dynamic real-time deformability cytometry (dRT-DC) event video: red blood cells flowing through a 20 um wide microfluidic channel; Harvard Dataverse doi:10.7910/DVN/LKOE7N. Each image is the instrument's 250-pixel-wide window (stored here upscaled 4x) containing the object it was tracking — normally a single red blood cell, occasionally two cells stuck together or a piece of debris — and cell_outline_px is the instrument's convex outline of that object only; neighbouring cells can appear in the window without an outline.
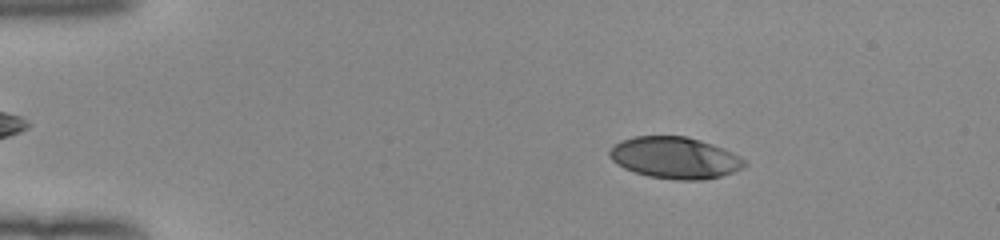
{"species": "human", "species_latin": "Homo sapiens", "temperature_condition": "room temperature", "stored_images_in_passage": 52, "camera_frame_rate_fps": 3000, "um_per_image_px": 0.085, "donor": {"sex": "female"}, "frame": {"image": 1, "passage_image": 9, "time_ms": 2.667, "image_size_px": [1000, 240], "cell_outline_px": [[748, 164], [744, 168], [720, 176], [704, 180], [676, 180], [648, 176], [624, 168], [616, 164], [608, 156], [608, 148], [612, 144], [620, 140], [632, 136], [684, 136], [700, 140], [724, 148], [740, 156]], "centroid_in_image_um": [57.33, 13.4], "position_along_channel_um": 27.7, "area_um2": 33.06}}
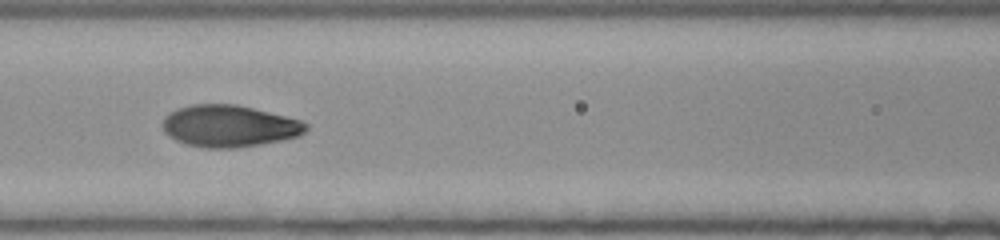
{"frame": {"image": 2, "passage_image": 24, "time_ms": 7.667, "image_size_px": [1000, 240], "cell_outline_px": [[308, 128], [300, 136], [260, 144], [232, 148], [200, 148], [184, 144], [168, 136], [164, 132], [164, 116], [168, 112], [176, 108], [192, 104], [236, 104], [300, 120], [308, 124]], "centroid_in_image_um": [19.44, 10.72], "position_along_channel_um": 147.2, "area_um2": 34.97}}
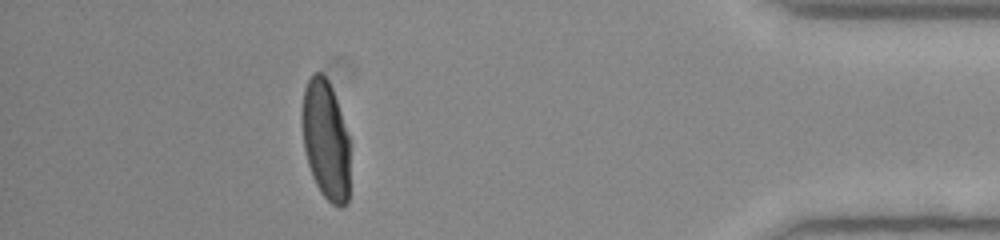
{"frame": {"image": 3, "passage_image": 47, "time_ms": 15.333, "image_size_px": [1000, 240], "cell_outline_px": [[348, 204], [340, 208], [332, 204], [320, 192], [312, 176], [308, 164], [304, 148], [300, 120], [300, 116], [304, 88], [312, 72], [320, 72], [328, 80], [332, 88], [348, 136]], "centroid_in_image_um": [27.64, 11.88], "position_along_channel_um": 407.6, "area_um2": 33.41}, "authors_computed_cell_mechanics": {"area_um2": 34.2176, "velocity_mm_per_s": 3.9731, "shape_relaxation_time_tau1_ms": 3.5706, "shape_relaxation_time_tau2_ms": null, "deformation_change_tau1": 0.1976, "deformation_change_tau2": null}}